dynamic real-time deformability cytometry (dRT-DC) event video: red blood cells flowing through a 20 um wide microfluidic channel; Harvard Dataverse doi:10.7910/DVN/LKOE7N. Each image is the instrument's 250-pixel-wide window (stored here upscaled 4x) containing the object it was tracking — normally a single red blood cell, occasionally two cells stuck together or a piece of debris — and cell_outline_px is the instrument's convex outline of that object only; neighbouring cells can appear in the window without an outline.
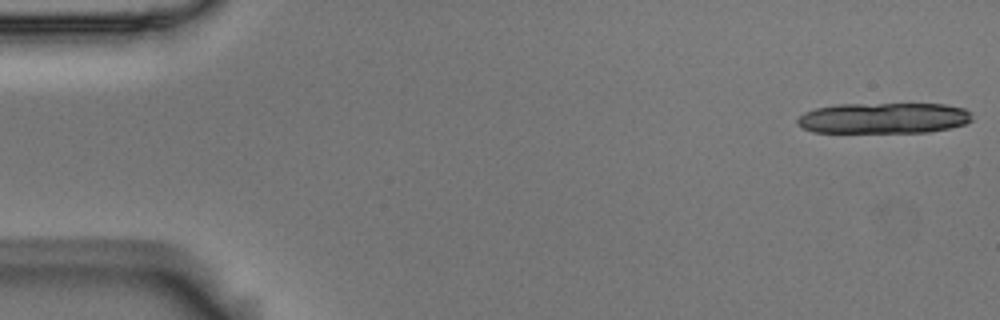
{"species": "Egyptian fruit bat (a non-hibernating species)", "species_latin": "Rousettus aegyptiacus", "temperature_condition": "room temperature", "stored_images_in_passage": 20, "camera_frame_rate_fps": 3000, "um_per_image_px": 0.085, "animal": {"sex": "male"}, "frame": {"image": 1, "passage_image": 1, "time_ms": 0.0, "image_size_px": [1000, 320], "cell_outline_px": [[972, 120], [964, 124], [948, 128], [928, 132], [812, 132], [800, 128], [796, 124], [796, 120], [804, 112], [816, 108], [840, 104], [944, 104], [964, 108], [972, 112]], "centroid_in_image_um": [75.09, 10.04], "position_along_channel_um": 9.9, "area_um2": 31.5}}